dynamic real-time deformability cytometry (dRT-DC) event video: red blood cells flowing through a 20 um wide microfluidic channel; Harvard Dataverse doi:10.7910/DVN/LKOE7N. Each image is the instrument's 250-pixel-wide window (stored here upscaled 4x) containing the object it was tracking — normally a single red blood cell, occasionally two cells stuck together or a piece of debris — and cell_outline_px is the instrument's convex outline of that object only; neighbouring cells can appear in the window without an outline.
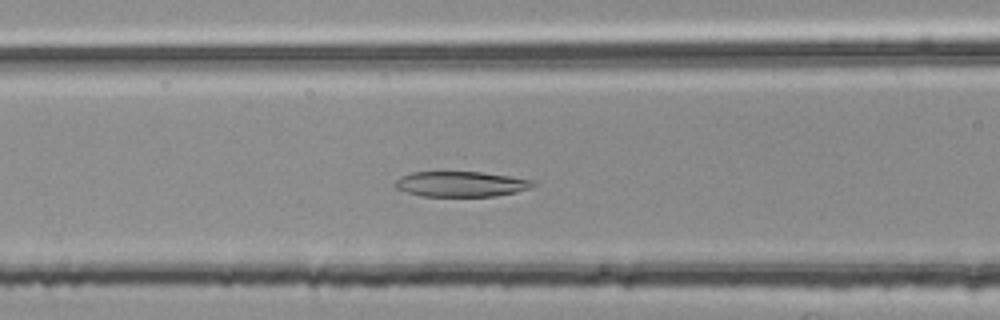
{"species": "common noctule bat (a hibernating species)", "species_latin": "Nyctalus noctula", "temperature_condition": "room temperature", "stored_images_in_passage": 40, "camera_frame_rate_fps": 3000, "um_per_image_px": 0.085, "animal": {"sex": "female", "body_mass_g": 25.1}, "frame": {"image": 1, "passage_image": 12, "time_ms": 3.667, "image_size_px": [1000, 320], "cell_outline_px": [[536, 184], [528, 188], [516, 192], [496, 196], [420, 196], [396, 188], [396, 180], [400, 176], [412, 172], [480, 172], [508, 176], [532, 180]], "centroid_in_image_um": [39.17, 15.64], "position_along_channel_um": 127.4, "area_um2": 20.11}}
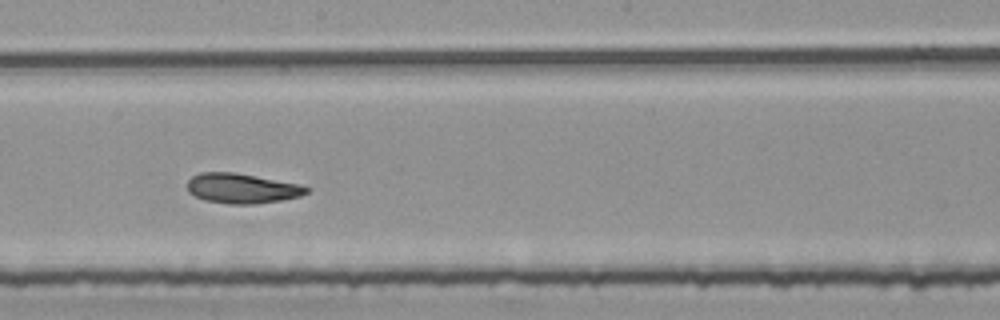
{"frame": {"image": 2, "passage_image": 20, "time_ms": 6.333, "image_size_px": [1000, 320], "cell_outline_px": [[312, 188], [308, 192], [300, 196], [284, 200], [256, 204], [228, 204], [204, 200], [188, 192], [188, 180], [192, 176], [200, 172], [232, 172], [300, 184]], "centroid_in_image_um": [20.59, 16.02], "position_along_channel_um": 227.6, "area_um2": 20.87}}
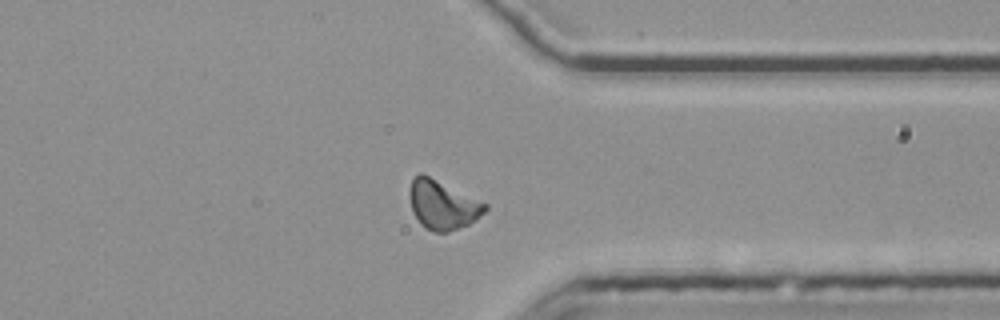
{"frame": {"image": 3, "passage_image": 32, "time_ms": 10.333, "image_size_px": [1000, 320], "cell_outline_px": [[488, 208], [476, 220], [468, 224], [448, 232], [436, 232], [424, 228], [420, 224], [412, 212], [408, 196], [408, 192], [412, 180], [420, 172], [488, 204]], "centroid_in_image_um": [37.59, 17.42], "position_along_channel_um": 373.8, "area_um2": 21.5}}